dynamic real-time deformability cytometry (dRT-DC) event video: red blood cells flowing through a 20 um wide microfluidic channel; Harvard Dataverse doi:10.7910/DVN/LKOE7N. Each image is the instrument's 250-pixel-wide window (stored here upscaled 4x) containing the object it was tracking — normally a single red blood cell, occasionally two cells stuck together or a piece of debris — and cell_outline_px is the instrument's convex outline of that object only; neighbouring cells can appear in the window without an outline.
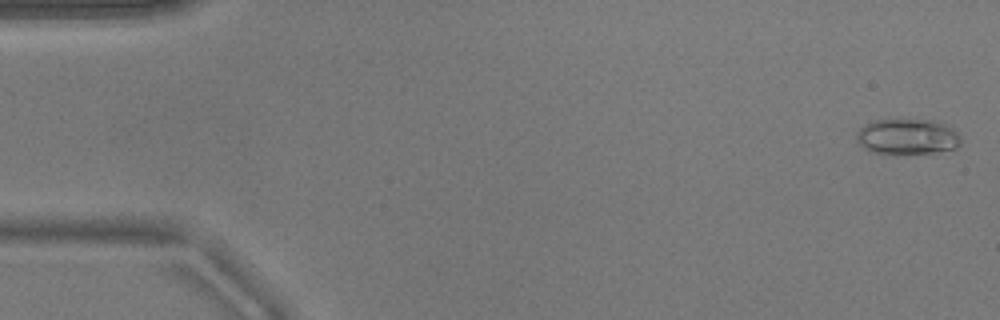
{"species": "common noctule bat (a hibernating species)", "species_latin": "Nyctalus noctula", "temperature_condition": "warm", "stored_images_in_passage": 53, "camera_frame_rate_fps": 3000, "um_per_image_px": 0.085, "animal": {"sex": "male", "body_mass_g": 17.9}, "frame": {"image": 1, "passage_image": 2, "time_ms": 0.333, "image_size_px": [1000, 320], "cell_outline_px": [[960, 144], [956, 148], [932, 152], [872, 152], [860, 144], [856, 140], [856, 132], [864, 124], [872, 120], [900, 116], [932, 120], [944, 124], [952, 128], [960, 136]], "centroid_in_image_um": [77.09, 11.52], "position_along_channel_um": 7.9, "area_um2": 21.96}}
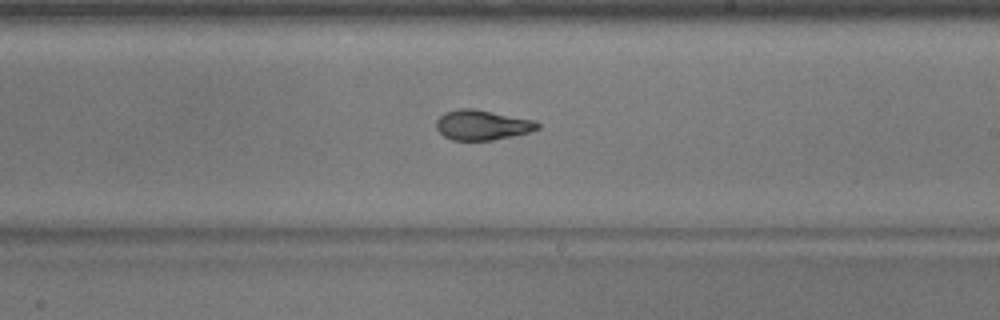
{"frame": {"image": 2, "passage_image": 31, "time_ms": 10.0, "image_size_px": [1000, 320], "cell_outline_px": [[540, 128], [528, 132], [512, 136], [492, 140], [452, 140], [444, 136], [436, 128], [436, 120], [444, 112], [460, 108], [472, 108], [532, 120], [540, 124]], "centroid_in_image_um": [40.94, 10.62], "position_along_channel_um": 248.1, "area_um2": 17.51}}
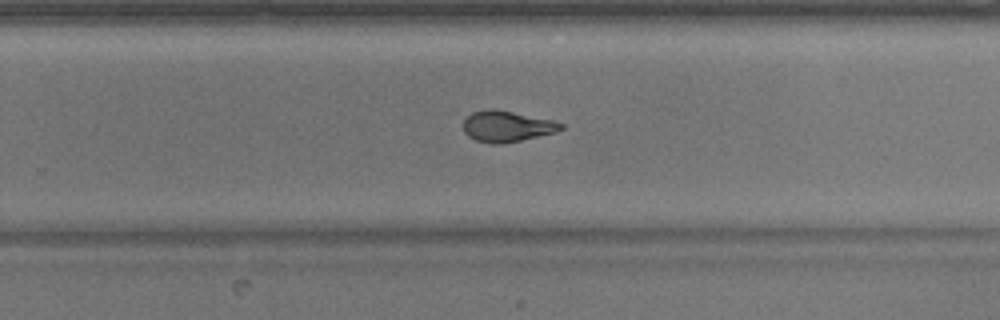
{"frame": {"image": 3, "passage_image": 34, "time_ms": 11.0, "image_size_px": [1000, 320], "cell_outline_px": [[564, 128], [556, 132], [520, 140], [500, 144], [492, 144], [476, 140], [468, 136], [464, 132], [464, 120], [472, 112], [492, 108], [552, 120], [564, 124]], "centroid_in_image_um": [43.07, 10.74], "position_along_channel_um": 286.7, "area_um2": 17.4}, "authors_computed_cell_mechanics": {"area_um2": 18.496, "velocity_mm_per_s": 3.8832, "shape_relaxation_time_tau1_ms": 6.186, "shape_relaxation_time_tau2_ms": 2.4148, "deformation_change_tau1": 0.1608, "deformation_change_tau2": 0.0838}}